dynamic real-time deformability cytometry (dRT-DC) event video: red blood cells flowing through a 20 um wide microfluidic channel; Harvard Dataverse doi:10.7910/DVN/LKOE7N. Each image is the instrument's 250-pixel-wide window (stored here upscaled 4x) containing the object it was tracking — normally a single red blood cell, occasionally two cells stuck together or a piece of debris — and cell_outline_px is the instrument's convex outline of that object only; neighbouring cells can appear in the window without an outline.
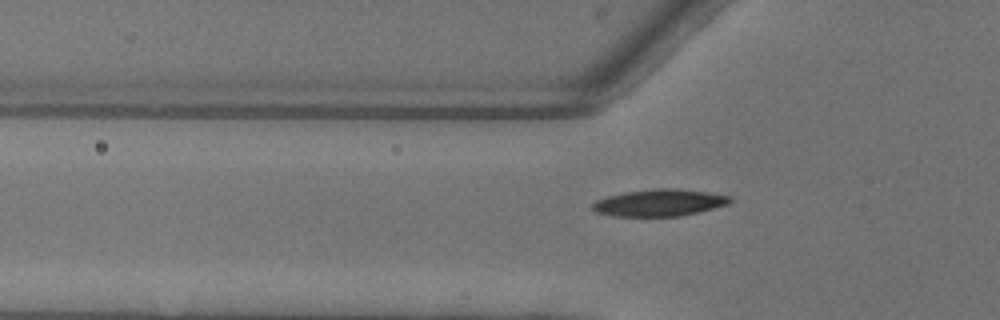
{"species": "common noctule bat (a hibernating species)", "species_latin": "Nyctalus noctula", "temperature_condition": "warm", "stored_images_in_passage": 31, "camera_frame_rate_fps": 3000, "um_per_image_px": 0.085, "animal": {"sex": "female"}, "frame": {"image": 1, "passage_image": 2, "time_ms": 0.333, "image_size_px": [1000, 320], "cell_outline_px": [[732, 200], [728, 204], [700, 212], [680, 216], [612, 216], [596, 212], [592, 208], [592, 204], [596, 200], [608, 196], [628, 192], [656, 188], [676, 188], [732, 196]], "centroid_in_image_um": [56.06, 17.24], "position_along_channel_um": 69.7, "area_um2": 21.44}}
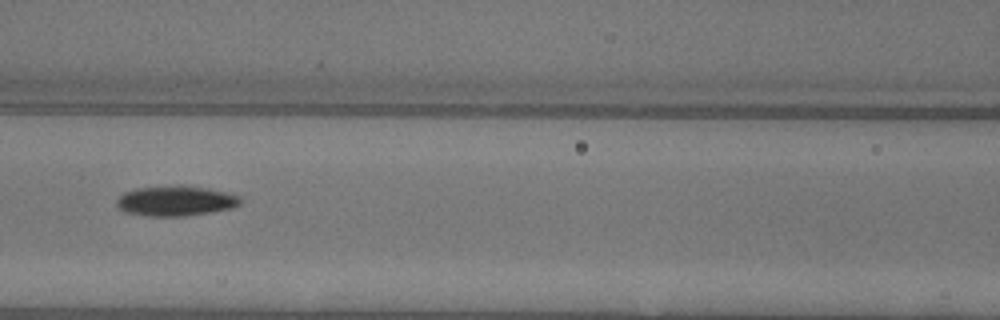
{"frame": {"image": 2, "passage_image": 8, "time_ms": 2.333, "image_size_px": [1000, 320], "cell_outline_px": [[240, 204], [232, 208], [212, 212], [184, 216], [148, 216], [124, 212], [116, 204], [116, 200], [124, 192], [136, 188], [180, 184], [208, 188], [232, 192], [240, 196]], "centroid_in_image_um": [14.96, 17.06], "position_along_channel_um": 151.6, "area_um2": 22.14}}
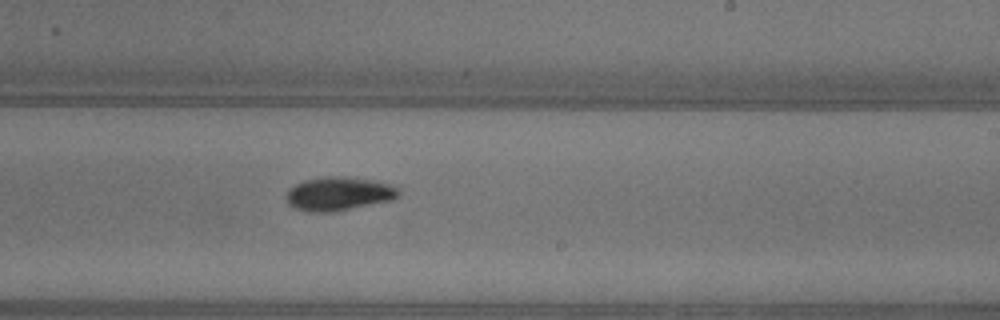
{"frame": {"image": 3, "passage_image": 16, "time_ms": 5.0, "image_size_px": [1000, 320], "cell_outline_px": [[400, 192], [392, 200], [336, 212], [308, 212], [296, 208], [288, 204], [284, 196], [288, 188], [304, 180], [324, 176], [340, 176], [376, 180], [396, 184], [400, 188]], "centroid_in_image_um": [28.81, 16.46], "position_along_channel_um": 260.2, "area_um2": 22.6}}